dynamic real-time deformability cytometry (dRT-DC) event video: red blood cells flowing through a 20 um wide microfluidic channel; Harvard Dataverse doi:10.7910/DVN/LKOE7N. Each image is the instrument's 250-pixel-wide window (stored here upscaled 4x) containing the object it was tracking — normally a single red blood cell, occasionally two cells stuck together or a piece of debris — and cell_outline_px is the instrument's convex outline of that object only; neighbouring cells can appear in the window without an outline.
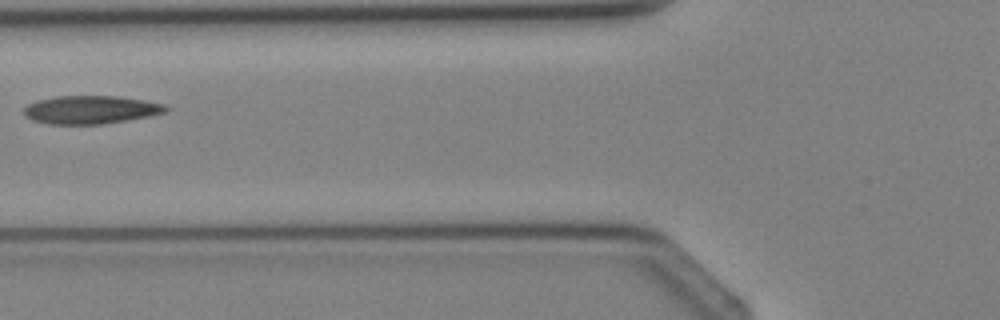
{"species": "Egyptian fruit bat (a non-hibernating species)", "species_latin": "Rousettus aegyptiacus", "temperature_condition": "cold", "stored_images_in_passage": 2, "camera_frame_rate_fps": 3000, "um_per_image_px": 0.085, "animal": {"sex": "female"}, "frame": {"image": 1, "passage_image": 2, "time_ms": 1.0, "image_size_px": [1000, 320], "cell_outline_px": [[172, 108], [164, 112], [148, 116], [100, 124], [48, 124], [32, 120], [24, 116], [24, 108], [28, 104], [36, 100], [56, 96], [120, 96], [144, 100], [164, 104]], "centroid_in_image_um": [7.69, 9.32], "position_along_channel_um": 118.1, "area_um2": 23.29}}